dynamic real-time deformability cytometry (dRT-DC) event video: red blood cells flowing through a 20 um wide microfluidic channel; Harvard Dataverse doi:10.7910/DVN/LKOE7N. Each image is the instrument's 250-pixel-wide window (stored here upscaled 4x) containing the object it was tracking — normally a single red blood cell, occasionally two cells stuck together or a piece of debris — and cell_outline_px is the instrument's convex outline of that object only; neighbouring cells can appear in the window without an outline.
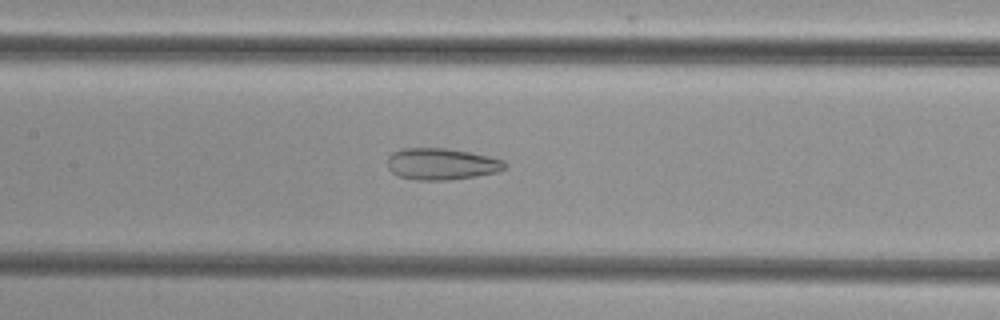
{"species": "common noctule bat (a hibernating species)", "species_latin": "Nyctalus noctula", "temperature_condition": "cold", "stored_images_in_passage": 40, "camera_frame_rate_fps": 3000, "um_per_image_px": 0.085, "animal": {"sex": "female", "body_mass_g": 29.2, "forearm_length_mm": 56.3}, "frame": {"image": 1, "passage_image": 13, "time_ms": 4.0, "image_size_px": [1000, 320], "cell_outline_px": [[508, 168], [500, 172], [476, 176], [448, 180], [416, 180], [396, 176], [388, 168], [388, 156], [392, 152], [404, 148], [444, 148], [468, 152], [488, 156], [504, 160], [508, 164]], "centroid_in_image_um": [37.55, 13.95], "position_along_channel_um": 169.8, "area_um2": 21.85}}
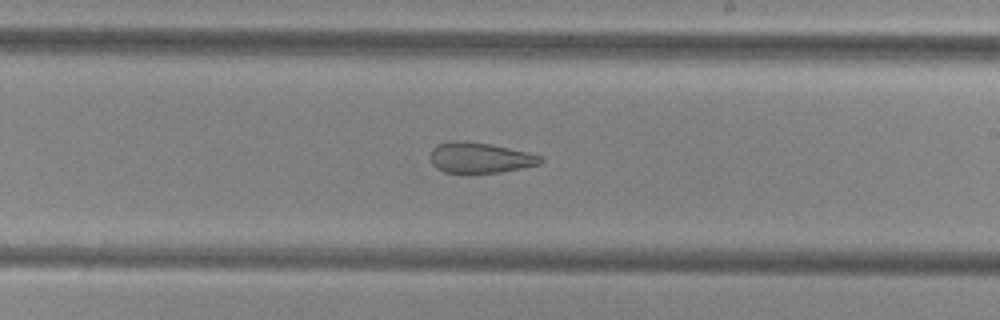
{"frame": {"image": 2, "passage_image": 19, "time_ms": 6.0, "image_size_px": [1000, 320], "cell_outline_px": [[544, 160], [540, 164], [500, 172], [444, 172], [436, 168], [432, 164], [428, 156], [432, 148], [436, 144], [452, 140], [456, 140], [488, 144], [528, 152], [540, 156]], "centroid_in_image_um": [40.73, 13.4], "position_along_channel_um": 248.3, "area_um2": 19.48}}
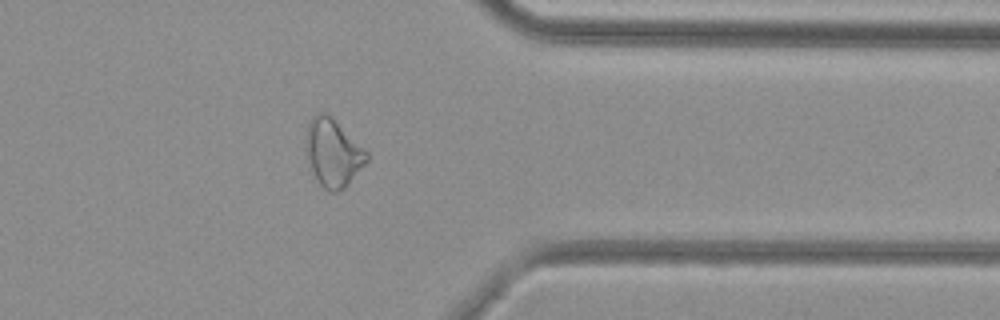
{"frame": {"image": 3, "passage_image": 30, "time_ms": 9.667, "image_size_px": [1000, 320], "cell_outline_px": [[368, 160], [348, 184], [344, 188], [336, 192], [328, 192], [316, 180], [312, 172], [304, 148], [304, 136], [308, 124], [312, 116], [316, 112], [324, 112], [364, 148], [368, 152]], "centroid_in_image_um": [28.25, 13.01], "position_along_channel_um": 383.1, "area_um2": 23.87}}